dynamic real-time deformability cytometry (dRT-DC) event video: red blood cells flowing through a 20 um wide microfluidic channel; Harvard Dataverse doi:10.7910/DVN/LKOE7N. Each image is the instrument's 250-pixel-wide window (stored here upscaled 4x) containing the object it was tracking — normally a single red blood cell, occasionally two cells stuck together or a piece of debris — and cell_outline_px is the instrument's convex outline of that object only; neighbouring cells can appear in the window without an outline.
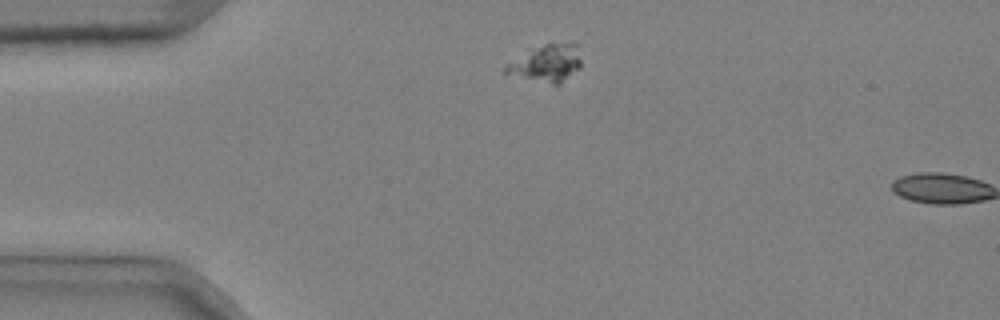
{"species": "common noctule bat (a hibernating species)", "species_latin": "Nyctalus noctula", "temperature_condition": "cold", "stored_images_in_passage": 2, "camera_frame_rate_fps": 3000, "um_per_image_px": 0.085, "animal": {"sex": "male", "body_mass_g": 20.4}, "frame": {"image": 1, "passage_image": 1, "time_ms": 0.0, "image_size_px": [1000, 320], "cell_outline_px": [[580, 68], [560, 84], [552, 84], [504, 76], [500, 72], [508, 64], [528, 48], [544, 44], [572, 40], [576, 40], [580, 44]], "centroid_in_image_um": [46.43, 5.34], "position_along_channel_um": 38.6, "area_um2": 17.51}}